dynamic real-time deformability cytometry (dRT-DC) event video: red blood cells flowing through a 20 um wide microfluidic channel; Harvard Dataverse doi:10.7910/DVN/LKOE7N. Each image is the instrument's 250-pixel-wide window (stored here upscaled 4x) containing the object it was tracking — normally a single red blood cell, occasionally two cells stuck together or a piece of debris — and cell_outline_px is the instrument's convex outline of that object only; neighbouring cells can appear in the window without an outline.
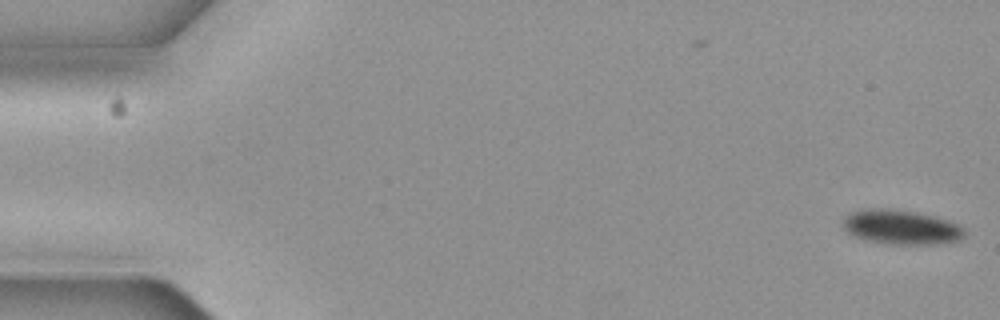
{"species": "common noctule bat (a hibernating species)", "species_latin": "Nyctalus noctula", "temperature_condition": "cold", "stored_images_in_passage": 10, "camera_frame_rate_fps": 3000, "um_per_image_px": 0.085, "animal": {"sex": "female", "body_mass_g": 19.3, "forearm_length_mm": 54.1}, "frame": {"image": 1, "passage_image": 1, "time_ms": 0.0, "image_size_px": [1000, 320], "cell_outline_px": [[964, 236], [956, 240], [928, 244], [900, 244], [872, 240], [856, 236], [844, 228], [844, 216], [848, 212], [864, 208], [896, 208], [936, 216], [960, 224], [964, 228]], "centroid_in_image_um": [76.61, 19.25], "position_along_channel_um": 8.4, "area_um2": 24.16}}
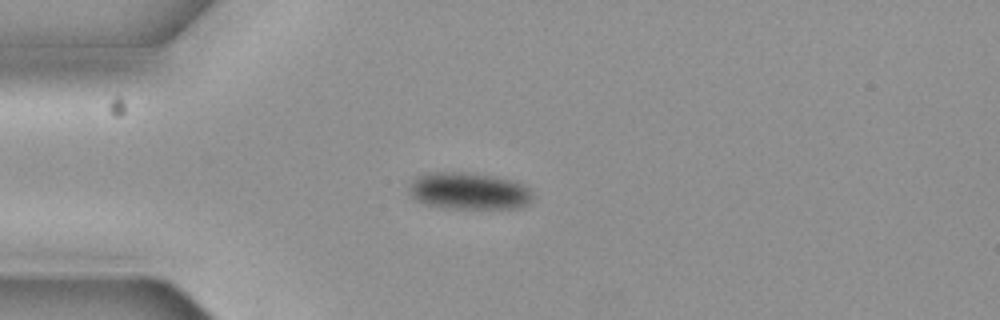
{"frame": {"image": 2, "passage_image": 5, "time_ms": 1.333, "image_size_px": [1000, 320], "cell_outline_px": [[532, 200], [528, 204], [520, 208], [444, 208], [424, 204], [416, 200], [408, 192], [408, 184], [416, 176], [428, 172], [460, 172], [516, 180], [524, 184], [532, 192]], "centroid_in_image_um": [39.83, 16.24], "position_along_channel_um": 45.2, "area_um2": 26.88}}